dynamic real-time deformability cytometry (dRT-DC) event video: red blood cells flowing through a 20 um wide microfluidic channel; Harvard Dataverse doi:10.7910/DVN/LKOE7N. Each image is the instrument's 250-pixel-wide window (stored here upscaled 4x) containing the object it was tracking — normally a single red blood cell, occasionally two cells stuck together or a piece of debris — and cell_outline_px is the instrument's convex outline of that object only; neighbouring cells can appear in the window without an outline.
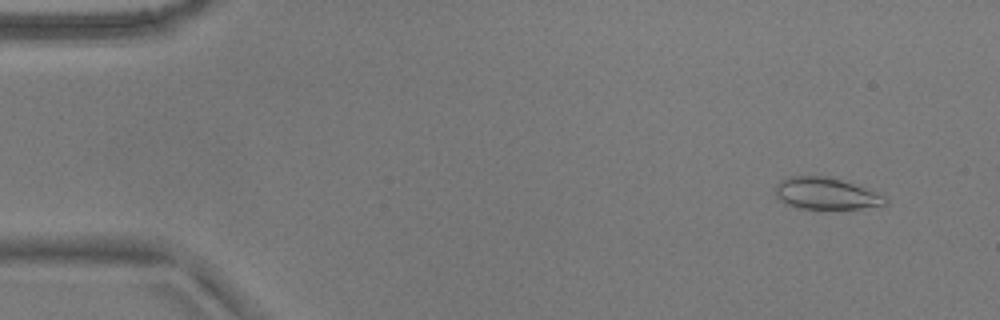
{"species": "common noctule bat (a hibernating species)", "species_latin": "Nyctalus noctula", "temperature_condition": "warm", "stored_images_in_passage": 53, "camera_frame_rate_fps": 3000, "um_per_image_px": 0.085, "animal": {"sex": "male", "body_mass_g": 17.9}, "frame": {"image": 1, "passage_image": 4, "time_ms": 1.0, "image_size_px": [1000, 320], "cell_outline_px": [[888, 204], [860, 208], [796, 208], [784, 204], [776, 196], [776, 184], [780, 180], [788, 176], [832, 176], [860, 184], [884, 196], [888, 200]], "centroid_in_image_um": [70.22, 16.42], "position_along_channel_um": 14.8, "area_um2": 20.69}}
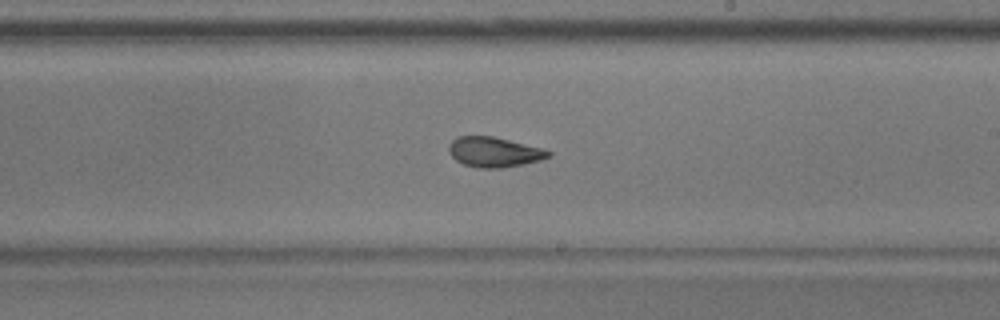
{"frame": {"image": 2, "passage_image": 31, "time_ms": 10.0, "image_size_px": [1000, 320], "cell_outline_px": [[552, 156], [540, 160], [524, 164], [500, 168], [476, 168], [464, 164], [456, 160], [452, 156], [448, 148], [448, 144], [456, 136], [492, 136], [540, 148], [552, 152]], "centroid_in_image_um": [41.97, 12.93], "position_along_channel_um": 247.0, "area_um2": 17.34}}
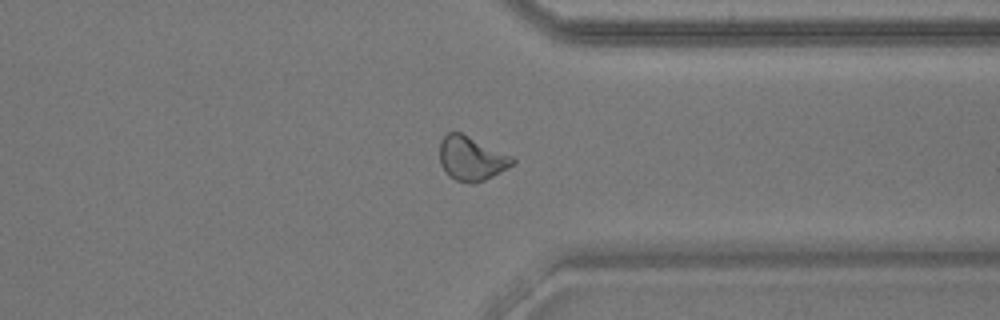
{"frame": {"image": 3, "passage_image": 41, "time_ms": 13.333, "image_size_px": [1000, 320], "cell_outline_px": [[516, 160], [512, 164], [492, 176], [484, 180], [472, 184], [456, 180], [448, 176], [440, 164], [440, 140], [448, 132], [460, 132], [512, 156]], "centroid_in_image_um": [40.03, 13.47], "position_along_channel_um": 371.4, "area_um2": 18.5}, "authors_computed_cell_mechanics": {"area_um2": 18.7272, "velocity_mm_per_s": 3.7863, "shape_relaxation_time_tau1_ms": null, "shape_relaxation_time_tau2_ms": 1.687, "deformation_change_tau1": null, "deformation_change_tau2": 0.0748}}